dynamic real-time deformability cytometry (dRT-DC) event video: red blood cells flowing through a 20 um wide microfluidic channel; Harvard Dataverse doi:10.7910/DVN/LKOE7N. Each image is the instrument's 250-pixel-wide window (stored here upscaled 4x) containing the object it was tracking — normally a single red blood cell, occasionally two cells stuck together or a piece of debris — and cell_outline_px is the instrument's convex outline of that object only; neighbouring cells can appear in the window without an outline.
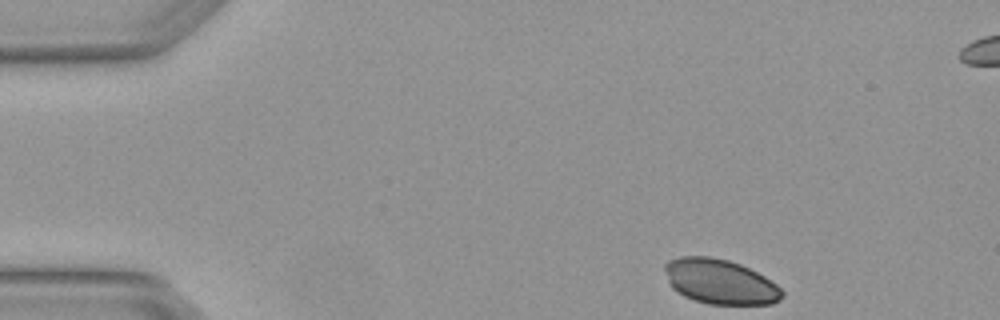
{"species": "Egyptian fruit bat (a non-hibernating species)", "species_latin": "Rousettus aegyptiacus", "temperature_condition": "warm", "stored_images_in_passage": 4, "segment_of_instrument_passage": [1, 2], "camera_frame_rate_fps": 3000, "um_per_image_px": 0.085, "animal": {"sex": "female"}, "frame": {"image": 1, "passage_image": 1, "time_ms": 0.0, "image_size_px": [1000, 320], "cell_outline_px": [[784, 296], [780, 300], [772, 304], [708, 304], [692, 300], [676, 292], [672, 288], [668, 280], [664, 268], [664, 264], [668, 260], [680, 256], [708, 256], [728, 260], [740, 264], [764, 276], [776, 284], [784, 292]], "centroid_in_image_um": [61.19, 23.94], "position_along_channel_um": 23.8, "area_um2": 30.81}}